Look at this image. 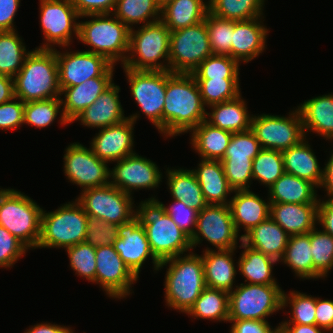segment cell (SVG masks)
Here are the masks:
<instances>
[{"label": "cell", "mask_w": 333, "mask_h": 333, "mask_svg": "<svg viewBox=\"0 0 333 333\" xmlns=\"http://www.w3.org/2000/svg\"><path fill=\"white\" fill-rule=\"evenodd\" d=\"M205 107L192 74L167 71L163 136L174 137L197 127L206 120Z\"/></svg>", "instance_id": "1"}, {"label": "cell", "mask_w": 333, "mask_h": 333, "mask_svg": "<svg viewBox=\"0 0 333 333\" xmlns=\"http://www.w3.org/2000/svg\"><path fill=\"white\" fill-rule=\"evenodd\" d=\"M135 217L145 228L151 251L160 262L192 251L190 237L171 219L164 203L157 198L141 201Z\"/></svg>", "instance_id": "2"}, {"label": "cell", "mask_w": 333, "mask_h": 333, "mask_svg": "<svg viewBox=\"0 0 333 333\" xmlns=\"http://www.w3.org/2000/svg\"><path fill=\"white\" fill-rule=\"evenodd\" d=\"M167 264L164 282L166 306L186 314L206 288L202 256L190 251L187 255L169 258L160 262L158 271Z\"/></svg>", "instance_id": "3"}, {"label": "cell", "mask_w": 333, "mask_h": 333, "mask_svg": "<svg viewBox=\"0 0 333 333\" xmlns=\"http://www.w3.org/2000/svg\"><path fill=\"white\" fill-rule=\"evenodd\" d=\"M14 94L22 102L61 98L55 49H33L13 77Z\"/></svg>", "instance_id": "4"}, {"label": "cell", "mask_w": 333, "mask_h": 333, "mask_svg": "<svg viewBox=\"0 0 333 333\" xmlns=\"http://www.w3.org/2000/svg\"><path fill=\"white\" fill-rule=\"evenodd\" d=\"M84 17L92 20L79 21L77 40L92 47L87 51L100 54L113 65L119 61L123 65L129 53L130 29L112 13L84 15L80 18Z\"/></svg>", "instance_id": "5"}, {"label": "cell", "mask_w": 333, "mask_h": 333, "mask_svg": "<svg viewBox=\"0 0 333 333\" xmlns=\"http://www.w3.org/2000/svg\"><path fill=\"white\" fill-rule=\"evenodd\" d=\"M41 208L21 191L0 188V225L29 250L37 248L41 235Z\"/></svg>", "instance_id": "6"}, {"label": "cell", "mask_w": 333, "mask_h": 333, "mask_svg": "<svg viewBox=\"0 0 333 333\" xmlns=\"http://www.w3.org/2000/svg\"><path fill=\"white\" fill-rule=\"evenodd\" d=\"M170 32L161 20L142 25L138 30L130 29L129 53L122 67L169 71Z\"/></svg>", "instance_id": "7"}, {"label": "cell", "mask_w": 333, "mask_h": 333, "mask_svg": "<svg viewBox=\"0 0 333 333\" xmlns=\"http://www.w3.org/2000/svg\"><path fill=\"white\" fill-rule=\"evenodd\" d=\"M88 215L76 201L52 212L42 211L41 235L37 248H68L85 242Z\"/></svg>", "instance_id": "8"}, {"label": "cell", "mask_w": 333, "mask_h": 333, "mask_svg": "<svg viewBox=\"0 0 333 333\" xmlns=\"http://www.w3.org/2000/svg\"><path fill=\"white\" fill-rule=\"evenodd\" d=\"M283 309V290L278 284L241 283L229 293L228 320H256L266 318Z\"/></svg>", "instance_id": "9"}, {"label": "cell", "mask_w": 333, "mask_h": 333, "mask_svg": "<svg viewBox=\"0 0 333 333\" xmlns=\"http://www.w3.org/2000/svg\"><path fill=\"white\" fill-rule=\"evenodd\" d=\"M212 54L205 20L170 32V72L191 74Z\"/></svg>", "instance_id": "10"}, {"label": "cell", "mask_w": 333, "mask_h": 333, "mask_svg": "<svg viewBox=\"0 0 333 333\" xmlns=\"http://www.w3.org/2000/svg\"><path fill=\"white\" fill-rule=\"evenodd\" d=\"M137 105L146 118L163 134V107L166 98L167 71L124 68Z\"/></svg>", "instance_id": "11"}, {"label": "cell", "mask_w": 333, "mask_h": 333, "mask_svg": "<svg viewBox=\"0 0 333 333\" xmlns=\"http://www.w3.org/2000/svg\"><path fill=\"white\" fill-rule=\"evenodd\" d=\"M76 201L88 216L122 225L135 217L133 197L108 183L83 190Z\"/></svg>", "instance_id": "12"}, {"label": "cell", "mask_w": 333, "mask_h": 333, "mask_svg": "<svg viewBox=\"0 0 333 333\" xmlns=\"http://www.w3.org/2000/svg\"><path fill=\"white\" fill-rule=\"evenodd\" d=\"M289 116L272 114L253 115L251 130L262 149L283 152L306 138L300 112H289Z\"/></svg>", "instance_id": "13"}, {"label": "cell", "mask_w": 333, "mask_h": 333, "mask_svg": "<svg viewBox=\"0 0 333 333\" xmlns=\"http://www.w3.org/2000/svg\"><path fill=\"white\" fill-rule=\"evenodd\" d=\"M40 25L45 43L37 49H55V45L66 49L78 38L80 15L70 0H39ZM73 33V34H72ZM48 42V43H47Z\"/></svg>", "instance_id": "14"}, {"label": "cell", "mask_w": 333, "mask_h": 333, "mask_svg": "<svg viewBox=\"0 0 333 333\" xmlns=\"http://www.w3.org/2000/svg\"><path fill=\"white\" fill-rule=\"evenodd\" d=\"M237 238L242 241V235L235 229L229 205L208 204L198 212L196 229L190 239L192 250L204 239L216 250H225L237 248Z\"/></svg>", "instance_id": "15"}, {"label": "cell", "mask_w": 333, "mask_h": 333, "mask_svg": "<svg viewBox=\"0 0 333 333\" xmlns=\"http://www.w3.org/2000/svg\"><path fill=\"white\" fill-rule=\"evenodd\" d=\"M64 173L73 184L81 187L82 191L107 185L109 183L110 168L106 161L99 159L91 147L74 142L65 148Z\"/></svg>", "instance_id": "16"}, {"label": "cell", "mask_w": 333, "mask_h": 333, "mask_svg": "<svg viewBox=\"0 0 333 333\" xmlns=\"http://www.w3.org/2000/svg\"><path fill=\"white\" fill-rule=\"evenodd\" d=\"M95 284H99L110 298L123 299L131 294V286L138 277L121 259L114 246L96 247Z\"/></svg>", "instance_id": "17"}, {"label": "cell", "mask_w": 333, "mask_h": 333, "mask_svg": "<svg viewBox=\"0 0 333 333\" xmlns=\"http://www.w3.org/2000/svg\"><path fill=\"white\" fill-rule=\"evenodd\" d=\"M114 163L109 183L131 196L134 190L157 188L162 182L163 175L157 164L136 153Z\"/></svg>", "instance_id": "18"}, {"label": "cell", "mask_w": 333, "mask_h": 333, "mask_svg": "<svg viewBox=\"0 0 333 333\" xmlns=\"http://www.w3.org/2000/svg\"><path fill=\"white\" fill-rule=\"evenodd\" d=\"M60 90L101 77L113 64L90 51L60 52L55 48Z\"/></svg>", "instance_id": "19"}, {"label": "cell", "mask_w": 333, "mask_h": 333, "mask_svg": "<svg viewBox=\"0 0 333 333\" xmlns=\"http://www.w3.org/2000/svg\"><path fill=\"white\" fill-rule=\"evenodd\" d=\"M118 239L113 243L121 259L139 278L142 264L151 257L154 270L158 271L160 261L153 255L145 228L133 217L130 221L118 225Z\"/></svg>", "instance_id": "20"}, {"label": "cell", "mask_w": 333, "mask_h": 333, "mask_svg": "<svg viewBox=\"0 0 333 333\" xmlns=\"http://www.w3.org/2000/svg\"><path fill=\"white\" fill-rule=\"evenodd\" d=\"M139 115L132 114L118 124L99 129L90 143L93 153L108 163L135 154L133 130Z\"/></svg>", "instance_id": "21"}, {"label": "cell", "mask_w": 333, "mask_h": 333, "mask_svg": "<svg viewBox=\"0 0 333 333\" xmlns=\"http://www.w3.org/2000/svg\"><path fill=\"white\" fill-rule=\"evenodd\" d=\"M115 65H112L101 77L90 78L82 84L63 88L61 90L62 110L66 120L73 123L88 106L113 83V72Z\"/></svg>", "instance_id": "22"}, {"label": "cell", "mask_w": 333, "mask_h": 333, "mask_svg": "<svg viewBox=\"0 0 333 333\" xmlns=\"http://www.w3.org/2000/svg\"><path fill=\"white\" fill-rule=\"evenodd\" d=\"M263 18L233 21L231 57L239 63H248L266 49L269 29L263 25Z\"/></svg>", "instance_id": "23"}, {"label": "cell", "mask_w": 333, "mask_h": 333, "mask_svg": "<svg viewBox=\"0 0 333 333\" xmlns=\"http://www.w3.org/2000/svg\"><path fill=\"white\" fill-rule=\"evenodd\" d=\"M120 87L113 82L96 100L88 106L74 121H80L88 128H105L118 124L128 117L119 99Z\"/></svg>", "instance_id": "24"}, {"label": "cell", "mask_w": 333, "mask_h": 333, "mask_svg": "<svg viewBox=\"0 0 333 333\" xmlns=\"http://www.w3.org/2000/svg\"><path fill=\"white\" fill-rule=\"evenodd\" d=\"M235 195L231 197L229 208L233 223L237 233L239 228L244 229L242 237L259 223L270 217V200L259 197L249 190H235Z\"/></svg>", "instance_id": "25"}, {"label": "cell", "mask_w": 333, "mask_h": 333, "mask_svg": "<svg viewBox=\"0 0 333 333\" xmlns=\"http://www.w3.org/2000/svg\"><path fill=\"white\" fill-rule=\"evenodd\" d=\"M319 203H270V217L291 235L306 234L317 225Z\"/></svg>", "instance_id": "26"}, {"label": "cell", "mask_w": 333, "mask_h": 333, "mask_svg": "<svg viewBox=\"0 0 333 333\" xmlns=\"http://www.w3.org/2000/svg\"><path fill=\"white\" fill-rule=\"evenodd\" d=\"M234 249L217 250L206 247L203 250L204 276L206 287L230 293L234 288L237 274L233 260Z\"/></svg>", "instance_id": "27"}, {"label": "cell", "mask_w": 333, "mask_h": 333, "mask_svg": "<svg viewBox=\"0 0 333 333\" xmlns=\"http://www.w3.org/2000/svg\"><path fill=\"white\" fill-rule=\"evenodd\" d=\"M203 192L207 204L228 205V195L234 192L229 186L221 161L201 159L197 169L191 170Z\"/></svg>", "instance_id": "28"}, {"label": "cell", "mask_w": 333, "mask_h": 333, "mask_svg": "<svg viewBox=\"0 0 333 333\" xmlns=\"http://www.w3.org/2000/svg\"><path fill=\"white\" fill-rule=\"evenodd\" d=\"M289 237L290 235L269 217L248 231L242 237V242L246 246L272 257L279 263L285 253Z\"/></svg>", "instance_id": "29"}, {"label": "cell", "mask_w": 333, "mask_h": 333, "mask_svg": "<svg viewBox=\"0 0 333 333\" xmlns=\"http://www.w3.org/2000/svg\"><path fill=\"white\" fill-rule=\"evenodd\" d=\"M300 112L305 136L317 133L326 140H333V94H325L304 101L297 107Z\"/></svg>", "instance_id": "30"}, {"label": "cell", "mask_w": 333, "mask_h": 333, "mask_svg": "<svg viewBox=\"0 0 333 333\" xmlns=\"http://www.w3.org/2000/svg\"><path fill=\"white\" fill-rule=\"evenodd\" d=\"M307 139L282 152L284 171L301 179L312 182L317 188L321 186L324 169H320L315 153Z\"/></svg>", "instance_id": "31"}, {"label": "cell", "mask_w": 333, "mask_h": 333, "mask_svg": "<svg viewBox=\"0 0 333 333\" xmlns=\"http://www.w3.org/2000/svg\"><path fill=\"white\" fill-rule=\"evenodd\" d=\"M246 101L241 95L237 98L209 106L206 121L212 126L231 133L251 129L252 116L248 113Z\"/></svg>", "instance_id": "32"}, {"label": "cell", "mask_w": 333, "mask_h": 333, "mask_svg": "<svg viewBox=\"0 0 333 333\" xmlns=\"http://www.w3.org/2000/svg\"><path fill=\"white\" fill-rule=\"evenodd\" d=\"M316 186L307 180L284 173L268 189L270 203H319Z\"/></svg>", "instance_id": "33"}, {"label": "cell", "mask_w": 333, "mask_h": 333, "mask_svg": "<svg viewBox=\"0 0 333 333\" xmlns=\"http://www.w3.org/2000/svg\"><path fill=\"white\" fill-rule=\"evenodd\" d=\"M191 144L201 159L221 161L233 133L212 126L206 120L191 131Z\"/></svg>", "instance_id": "34"}, {"label": "cell", "mask_w": 333, "mask_h": 333, "mask_svg": "<svg viewBox=\"0 0 333 333\" xmlns=\"http://www.w3.org/2000/svg\"><path fill=\"white\" fill-rule=\"evenodd\" d=\"M208 12V1L173 0L161 8L160 20L173 32L204 21Z\"/></svg>", "instance_id": "35"}, {"label": "cell", "mask_w": 333, "mask_h": 333, "mask_svg": "<svg viewBox=\"0 0 333 333\" xmlns=\"http://www.w3.org/2000/svg\"><path fill=\"white\" fill-rule=\"evenodd\" d=\"M239 248H243L244 251L236 262L238 264L237 269L240 275H243V278L245 277V282L263 285L278 284L272 276L273 266L277 264V260L246 246L242 241Z\"/></svg>", "instance_id": "36"}, {"label": "cell", "mask_w": 333, "mask_h": 333, "mask_svg": "<svg viewBox=\"0 0 333 333\" xmlns=\"http://www.w3.org/2000/svg\"><path fill=\"white\" fill-rule=\"evenodd\" d=\"M166 173L168 189L173 199L184 201L198 212L208 205L191 169L168 167Z\"/></svg>", "instance_id": "37"}, {"label": "cell", "mask_w": 333, "mask_h": 333, "mask_svg": "<svg viewBox=\"0 0 333 333\" xmlns=\"http://www.w3.org/2000/svg\"><path fill=\"white\" fill-rule=\"evenodd\" d=\"M279 262H283L290 267L300 279L314 280L310 232L291 235L285 248V253Z\"/></svg>", "instance_id": "38"}, {"label": "cell", "mask_w": 333, "mask_h": 333, "mask_svg": "<svg viewBox=\"0 0 333 333\" xmlns=\"http://www.w3.org/2000/svg\"><path fill=\"white\" fill-rule=\"evenodd\" d=\"M186 314L197 319L228 322L229 293L206 287Z\"/></svg>", "instance_id": "39"}, {"label": "cell", "mask_w": 333, "mask_h": 333, "mask_svg": "<svg viewBox=\"0 0 333 333\" xmlns=\"http://www.w3.org/2000/svg\"><path fill=\"white\" fill-rule=\"evenodd\" d=\"M113 12L129 29L135 24L146 25L161 18V8L155 0H116Z\"/></svg>", "instance_id": "40"}, {"label": "cell", "mask_w": 333, "mask_h": 333, "mask_svg": "<svg viewBox=\"0 0 333 333\" xmlns=\"http://www.w3.org/2000/svg\"><path fill=\"white\" fill-rule=\"evenodd\" d=\"M265 0H208L209 13L232 21L262 17Z\"/></svg>", "instance_id": "41"}, {"label": "cell", "mask_w": 333, "mask_h": 333, "mask_svg": "<svg viewBox=\"0 0 333 333\" xmlns=\"http://www.w3.org/2000/svg\"><path fill=\"white\" fill-rule=\"evenodd\" d=\"M15 31L0 32V73L14 77L22 68L26 56L31 52L26 50Z\"/></svg>", "instance_id": "42"}, {"label": "cell", "mask_w": 333, "mask_h": 333, "mask_svg": "<svg viewBox=\"0 0 333 333\" xmlns=\"http://www.w3.org/2000/svg\"><path fill=\"white\" fill-rule=\"evenodd\" d=\"M61 106V98L25 102L23 123L36 128H45L53 124L57 116L61 115L59 117L60 124H70L66 120L63 110H61Z\"/></svg>", "instance_id": "43"}, {"label": "cell", "mask_w": 333, "mask_h": 333, "mask_svg": "<svg viewBox=\"0 0 333 333\" xmlns=\"http://www.w3.org/2000/svg\"><path fill=\"white\" fill-rule=\"evenodd\" d=\"M284 171L281 151L262 149L252 162L253 180L261 182L268 189L280 178Z\"/></svg>", "instance_id": "44"}, {"label": "cell", "mask_w": 333, "mask_h": 333, "mask_svg": "<svg viewBox=\"0 0 333 333\" xmlns=\"http://www.w3.org/2000/svg\"><path fill=\"white\" fill-rule=\"evenodd\" d=\"M239 65L237 60L228 55L212 54L191 74L195 80L239 79Z\"/></svg>", "instance_id": "45"}, {"label": "cell", "mask_w": 333, "mask_h": 333, "mask_svg": "<svg viewBox=\"0 0 333 333\" xmlns=\"http://www.w3.org/2000/svg\"><path fill=\"white\" fill-rule=\"evenodd\" d=\"M310 243L314 279L325 278L333 269V236L315 227L310 231Z\"/></svg>", "instance_id": "46"}, {"label": "cell", "mask_w": 333, "mask_h": 333, "mask_svg": "<svg viewBox=\"0 0 333 333\" xmlns=\"http://www.w3.org/2000/svg\"><path fill=\"white\" fill-rule=\"evenodd\" d=\"M240 79L196 80L203 103L207 108L241 95Z\"/></svg>", "instance_id": "47"}, {"label": "cell", "mask_w": 333, "mask_h": 333, "mask_svg": "<svg viewBox=\"0 0 333 333\" xmlns=\"http://www.w3.org/2000/svg\"><path fill=\"white\" fill-rule=\"evenodd\" d=\"M262 150L251 129L233 133L221 162H253Z\"/></svg>", "instance_id": "48"}, {"label": "cell", "mask_w": 333, "mask_h": 333, "mask_svg": "<svg viewBox=\"0 0 333 333\" xmlns=\"http://www.w3.org/2000/svg\"><path fill=\"white\" fill-rule=\"evenodd\" d=\"M288 304H290V315L292 317L289 321H282V324L316 325V297L298 291H290V294L286 295L285 291H283V309Z\"/></svg>", "instance_id": "49"}, {"label": "cell", "mask_w": 333, "mask_h": 333, "mask_svg": "<svg viewBox=\"0 0 333 333\" xmlns=\"http://www.w3.org/2000/svg\"><path fill=\"white\" fill-rule=\"evenodd\" d=\"M205 22L212 53L231 57L233 21L221 19L208 12Z\"/></svg>", "instance_id": "50"}, {"label": "cell", "mask_w": 333, "mask_h": 333, "mask_svg": "<svg viewBox=\"0 0 333 333\" xmlns=\"http://www.w3.org/2000/svg\"><path fill=\"white\" fill-rule=\"evenodd\" d=\"M65 249L69 257L70 266L75 271V274L94 284L96 275V247L86 242H81Z\"/></svg>", "instance_id": "51"}, {"label": "cell", "mask_w": 333, "mask_h": 333, "mask_svg": "<svg viewBox=\"0 0 333 333\" xmlns=\"http://www.w3.org/2000/svg\"><path fill=\"white\" fill-rule=\"evenodd\" d=\"M118 225L88 216L85 242L94 247L112 246L118 239Z\"/></svg>", "instance_id": "52"}, {"label": "cell", "mask_w": 333, "mask_h": 333, "mask_svg": "<svg viewBox=\"0 0 333 333\" xmlns=\"http://www.w3.org/2000/svg\"><path fill=\"white\" fill-rule=\"evenodd\" d=\"M26 251L28 248L0 225V267H13Z\"/></svg>", "instance_id": "53"}, {"label": "cell", "mask_w": 333, "mask_h": 333, "mask_svg": "<svg viewBox=\"0 0 333 333\" xmlns=\"http://www.w3.org/2000/svg\"><path fill=\"white\" fill-rule=\"evenodd\" d=\"M173 203L165 206L166 213L190 238L194 235L198 211L188 206L184 201L173 199Z\"/></svg>", "instance_id": "54"}, {"label": "cell", "mask_w": 333, "mask_h": 333, "mask_svg": "<svg viewBox=\"0 0 333 333\" xmlns=\"http://www.w3.org/2000/svg\"><path fill=\"white\" fill-rule=\"evenodd\" d=\"M229 186L235 190H249L252 177V162H222Z\"/></svg>", "instance_id": "55"}, {"label": "cell", "mask_w": 333, "mask_h": 333, "mask_svg": "<svg viewBox=\"0 0 333 333\" xmlns=\"http://www.w3.org/2000/svg\"><path fill=\"white\" fill-rule=\"evenodd\" d=\"M24 105L25 103L16 97L0 104V130H15L24 124Z\"/></svg>", "instance_id": "56"}, {"label": "cell", "mask_w": 333, "mask_h": 333, "mask_svg": "<svg viewBox=\"0 0 333 333\" xmlns=\"http://www.w3.org/2000/svg\"><path fill=\"white\" fill-rule=\"evenodd\" d=\"M81 16L92 14H111L116 0H70Z\"/></svg>", "instance_id": "57"}, {"label": "cell", "mask_w": 333, "mask_h": 333, "mask_svg": "<svg viewBox=\"0 0 333 333\" xmlns=\"http://www.w3.org/2000/svg\"><path fill=\"white\" fill-rule=\"evenodd\" d=\"M315 320L318 327L333 332V300L316 297Z\"/></svg>", "instance_id": "58"}, {"label": "cell", "mask_w": 333, "mask_h": 333, "mask_svg": "<svg viewBox=\"0 0 333 333\" xmlns=\"http://www.w3.org/2000/svg\"><path fill=\"white\" fill-rule=\"evenodd\" d=\"M21 0H0V32L15 31L14 18Z\"/></svg>", "instance_id": "59"}, {"label": "cell", "mask_w": 333, "mask_h": 333, "mask_svg": "<svg viewBox=\"0 0 333 333\" xmlns=\"http://www.w3.org/2000/svg\"><path fill=\"white\" fill-rule=\"evenodd\" d=\"M233 323L230 333H267L271 325L269 322L256 320H228Z\"/></svg>", "instance_id": "60"}, {"label": "cell", "mask_w": 333, "mask_h": 333, "mask_svg": "<svg viewBox=\"0 0 333 333\" xmlns=\"http://www.w3.org/2000/svg\"><path fill=\"white\" fill-rule=\"evenodd\" d=\"M323 231L333 236V198L327 200L319 199L318 205V220Z\"/></svg>", "instance_id": "61"}, {"label": "cell", "mask_w": 333, "mask_h": 333, "mask_svg": "<svg viewBox=\"0 0 333 333\" xmlns=\"http://www.w3.org/2000/svg\"><path fill=\"white\" fill-rule=\"evenodd\" d=\"M24 333H74L69 326H62L58 324H51V323H37L34 326L29 327Z\"/></svg>", "instance_id": "62"}, {"label": "cell", "mask_w": 333, "mask_h": 333, "mask_svg": "<svg viewBox=\"0 0 333 333\" xmlns=\"http://www.w3.org/2000/svg\"><path fill=\"white\" fill-rule=\"evenodd\" d=\"M15 97L14 79L0 73V104L11 101Z\"/></svg>", "instance_id": "63"}, {"label": "cell", "mask_w": 333, "mask_h": 333, "mask_svg": "<svg viewBox=\"0 0 333 333\" xmlns=\"http://www.w3.org/2000/svg\"><path fill=\"white\" fill-rule=\"evenodd\" d=\"M323 180L319 188H324L328 198H333V153L323 168Z\"/></svg>", "instance_id": "64"}, {"label": "cell", "mask_w": 333, "mask_h": 333, "mask_svg": "<svg viewBox=\"0 0 333 333\" xmlns=\"http://www.w3.org/2000/svg\"><path fill=\"white\" fill-rule=\"evenodd\" d=\"M288 333H324L325 330L317 325L283 324Z\"/></svg>", "instance_id": "65"}, {"label": "cell", "mask_w": 333, "mask_h": 333, "mask_svg": "<svg viewBox=\"0 0 333 333\" xmlns=\"http://www.w3.org/2000/svg\"><path fill=\"white\" fill-rule=\"evenodd\" d=\"M279 324L280 325H278V327L276 326V328H274V329L271 326L267 333H288V331L286 330L284 325L282 323H279Z\"/></svg>", "instance_id": "66"}, {"label": "cell", "mask_w": 333, "mask_h": 333, "mask_svg": "<svg viewBox=\"0 0 333 333\" xmlns=\"http://www.w3.org/2000/svg\"><path fill=\"white\" fill-rule=\"evenodd\" d=\"M155 1L160 8H163L166 4L172 2L173 0H155Z\"/></svg>", "instance_id": "67"}]
</instances>
